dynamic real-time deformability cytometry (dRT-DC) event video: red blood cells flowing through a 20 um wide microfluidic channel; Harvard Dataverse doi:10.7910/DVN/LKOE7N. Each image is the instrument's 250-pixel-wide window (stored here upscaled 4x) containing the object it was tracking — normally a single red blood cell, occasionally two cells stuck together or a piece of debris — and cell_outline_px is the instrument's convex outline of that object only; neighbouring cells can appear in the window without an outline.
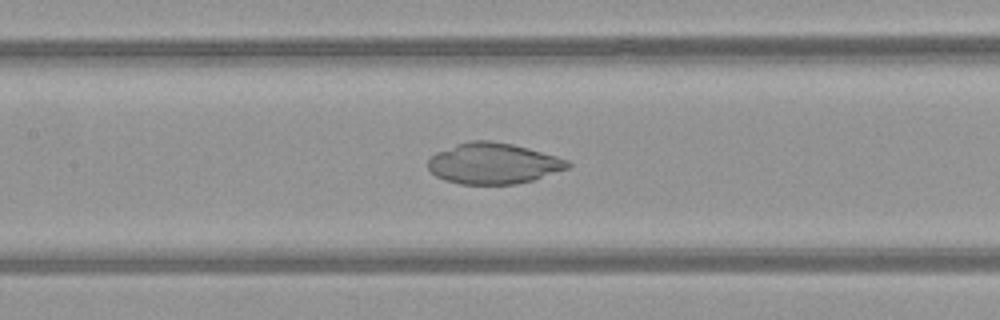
{"species": "common noctule bat (a hibernating species)", "species_latin": "Nyctalus noctula", "temperature_condition": "warm", "stored_images_in_passage": 40, "camera_frame_rate_fps": 3000, "um_per_image_px": 0.085, "animal": {"sex": "female", "body_mass_g": 21.9}, "frame": {"image": 1, "passage_image": 23, "time_ms": 7.333, "image_size_px": [1000, 320], "cell_outline_px": [[572, 164], [568, 168], [532, 180], [516, 184], [460, 184], [444, 180], [436, 176], [428, 168], [428, 160], [436, 152], [456, 144], [472, 140], [488, 140], [512, 144], [528, 148], [556, 156], [568, 160]], "centroid_in_image_um": [41.91, 13.89], "position_along_channel_um": 165.5, "area_um2": 33.18}}
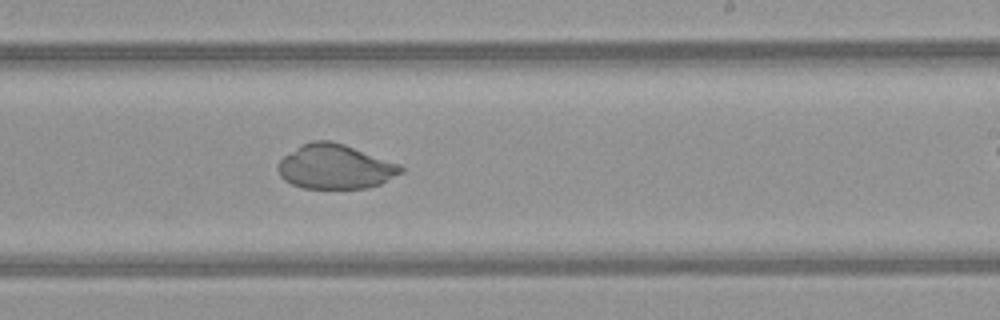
{"frame": {"image": 2, "passage_image": 30, "time_ms": 9.667, "image_size_px": [1000, 320], "cell_outline_px": [[404, 172], [380, 184], [368, 188], [304, 188], [292, 184], [284, 180], [280, 176], [276, 168], [280, 160], [284, 156], [300, 144], [312, 140], [332, 140], [344, 144], [400, 164], [404, 168]], "centroid_in_image_um": [28.48, 14.16], "position_along_channel_um": 260.5, "area_um2": 32.08}}
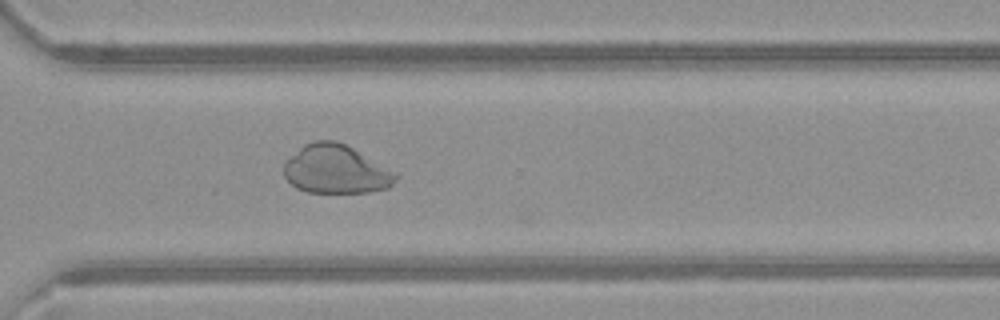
{"frame": {"image": 3, "passage_image": 36, "time_ms": 11.667, "image_size_px": [1000, 320], "cell_outline_px": [[400, 176], [388, 188], [368, 192], [308, 192], [296, 188], [284, 176], [284, 164], [304, 144], [312, 140], [336, 140], [352, 148], [396, 172]], "centroid_in_image_um": [28.57, 14.4], "position_along_channel_um": 342.0, "area_um2": 31.44}}